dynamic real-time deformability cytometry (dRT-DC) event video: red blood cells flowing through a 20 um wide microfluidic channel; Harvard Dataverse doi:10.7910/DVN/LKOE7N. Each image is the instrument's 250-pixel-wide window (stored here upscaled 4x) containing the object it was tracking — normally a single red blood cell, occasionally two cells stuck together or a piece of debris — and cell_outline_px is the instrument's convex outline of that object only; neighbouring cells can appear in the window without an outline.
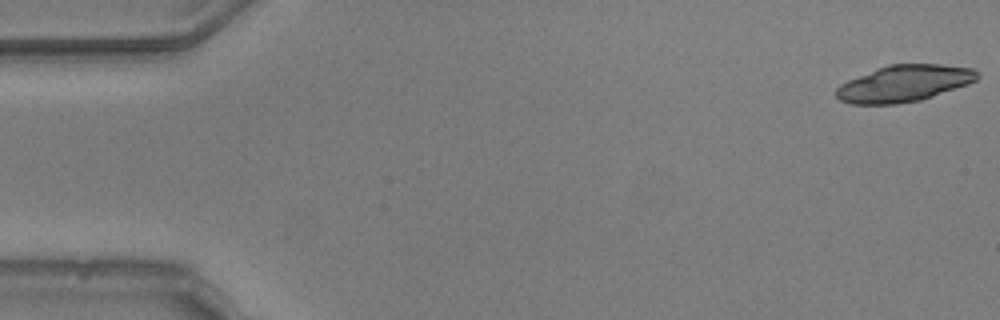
{"species": "common noctule bat (a hibernating species)", "species_latin": "Nyctalus noctula", "temperature_condition": "warm", "stored_images_in_passage": 13, "camera_frame_rate_fps": 3000, "um_per_image_px": 0.085, "animal": {"sex": "male", "body_mass_g": 20.5, "forearm_length_mm": 52.5}, "frame": {"image": 1, "passage_image": 1, "time_ms": 0.0, "image_size_px": [1000, 320], "cell_outline_px": [[980, 76], [976, 80], [968, 84], [920, 100], [896, 104], [852, 104], [840, 100], [836, 96], [836, 88], [840, 84], [848, 80], [876, 68], [888, 64], [940, 64], [972, 68], [980, 72]], "centroid_in_image_um": [76.85, 7.08], "position_along_channel_um": 8.2, "area_um2": 30.06}}